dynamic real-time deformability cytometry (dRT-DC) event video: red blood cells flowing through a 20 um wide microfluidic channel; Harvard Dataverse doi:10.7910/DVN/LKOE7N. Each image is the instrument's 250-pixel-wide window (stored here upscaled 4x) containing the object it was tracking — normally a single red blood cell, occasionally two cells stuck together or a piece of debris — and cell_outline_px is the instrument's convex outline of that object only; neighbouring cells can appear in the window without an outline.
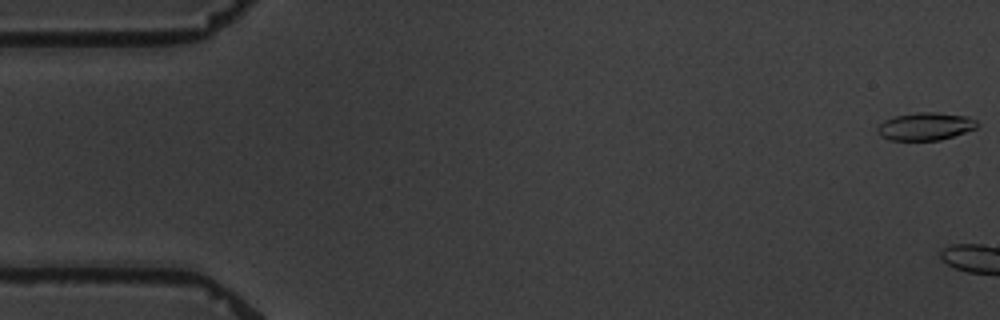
{"species": "common noctule bat (a hibernating species)", "species_latin": "Nyctalus noctula", "temperature_condition": "warm", "stored_images_in_passage": 4, "camera_frame_rate_fps": 3000, "um_per_image_px": 0.085, "animal": {"sex": "male", "body_mass_g": 19.5, "forearm_length_mm": 54.6}, "frame": {"image": 1, "passage_image": 1, "time_ms": 0.0, "image_size_px": [1000, 320], "cell_outline_px": [[980, 124], [976, 128], [940, 140], [888, 140], [880, 136], [876, 132], [876, 128], [884, 120], [892, 116], [916, 112], [936, 112], [968, 116], [976, 120]], "centroid_in_image_um": [78.63, 10.73], "position_along_channel_um": 6.4, "area_um2": 16.3}}